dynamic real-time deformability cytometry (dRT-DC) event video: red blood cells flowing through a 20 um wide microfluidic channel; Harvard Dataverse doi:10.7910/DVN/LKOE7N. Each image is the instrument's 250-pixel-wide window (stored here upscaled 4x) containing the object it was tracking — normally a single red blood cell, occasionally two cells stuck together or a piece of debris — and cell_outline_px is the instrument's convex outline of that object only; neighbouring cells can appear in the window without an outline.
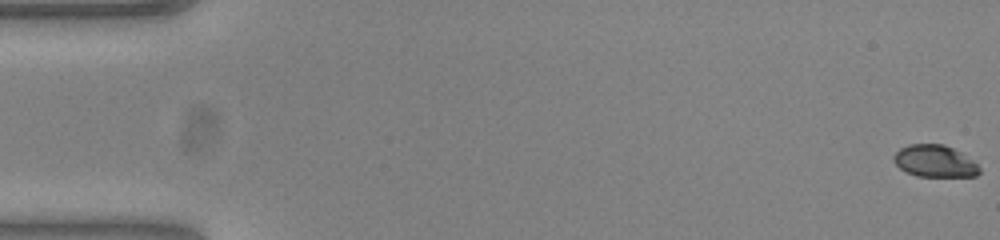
{"species": "common noctule bat (a hibernating species)", "species_latin": "Nyctalus noctula", "temperature_condition": "warm", "stored_images_in_passage": 54, "camera_frame_rate_fps": 3000, "um_per_image_px": 0.085, "animal": {"sex": "female", "body_mass_g": 23.0, "forearm_length_mm": 53.4}, "frame": {"image": 1, "passage_image": 1, "time_ms": 0.0, "image_size_px": [1000, 240], "cell_outline_px": [[980, 172], [976, 176], [916, 176], [900, 168], [892, 160], [892, 156], [900, 148], [908, 144], [944, 144], [960, 152], [972, 160], [980, 168]], "centroid_in_image_um": [79.43, 13.69], "position_along_channel_um": 5.6, "area_um2": 15.9}}
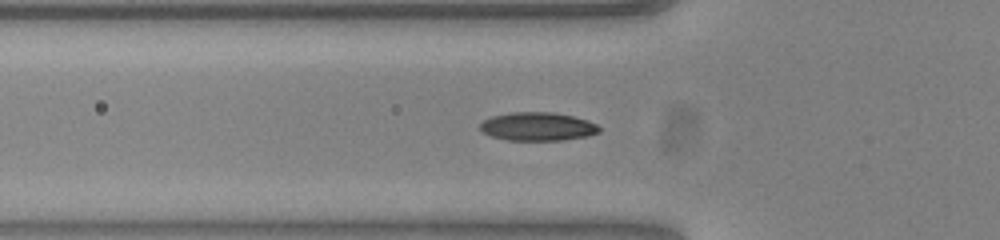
{"frame": {"image": 2, "passage_image": 19, "time_ms": 6.0, "image_size_px": [1000, 240], "cell_outline_px": [[600, 132], [588, 136], [560, 140], [508, 140], [492, 136], [484, 132], [480, 128], [480, 124], [484, 120], [492, 116], [512, 112], [552, 112], [572, 116], [588, 120], [596, 124], [600, 128]], "centroid_in_image_um": [45.72, 10.75], "position_along_channel_um": 80.1, "area_um2": 19.59}}
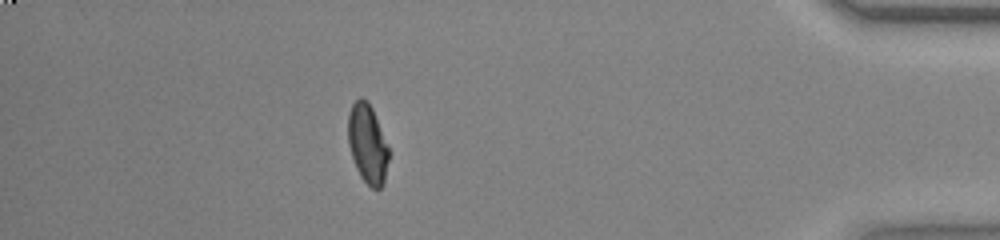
{"frame": {"image": 3, "passage_image": 48, "time_ms": 15.667, "image_size_px": [1000, 240], "cell_outline_px": [[388, 160], [384, 184], [380, 188], [372, 188], [360, 176], [356, 168], [348, 144], [348, 112], [352, 104], [360, 96], [372, 108], [388, 148]], "centroid_in_image_um": [31.22, 12.24], "position_along_channel_um": 404.0, "area_um2": 18.44}, "authors_computed_cell_mechanics": {"area_um2": 18.7272, "velocity_mm_per_s": 3.8453, "shape_relaxation_time_tau1_ms": 6.6381, "shape_relaxation_time_tau2_ms": 1.3943, "deformation_change_tau1": 0.2027, "deformation_change_tau2": 0.0399}}